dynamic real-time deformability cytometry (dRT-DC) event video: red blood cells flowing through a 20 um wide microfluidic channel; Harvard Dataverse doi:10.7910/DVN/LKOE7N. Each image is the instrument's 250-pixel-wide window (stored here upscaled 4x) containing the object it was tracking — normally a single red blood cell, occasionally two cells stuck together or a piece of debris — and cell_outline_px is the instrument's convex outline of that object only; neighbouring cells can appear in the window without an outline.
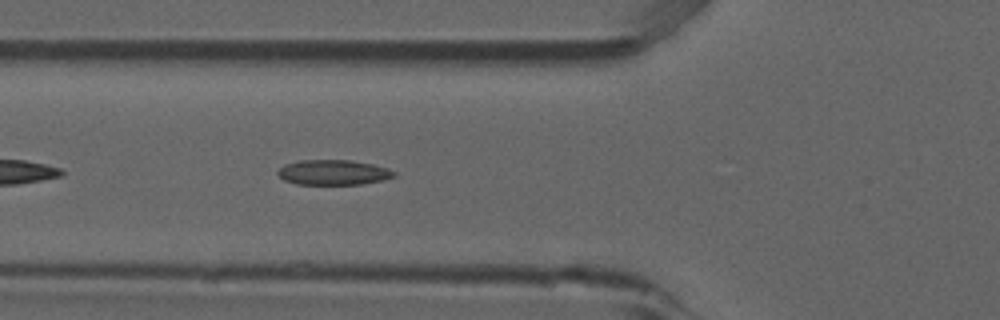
{"species": "common noctule bat (a hibernating species)", "species_latin": "Nyctalus noctula", "temperature_condition": "room temperature", "stored_images_in_passage": 38, "camera_frame_rate_fps": 3000, "um_per_image_px": 0.085, "animal": {"sex": "male", "forearm_length_mm": 52.5}, "frame": {"image": 1, "passage_image": 6, "time_ms": 1.667, "image_size_px": [1000, 320], "cell_outline_px": [[396, 176], [384, 180], [360, 184], [296, 184], [284, 180], [276, 172], [284, 164], [300, 160], [352, 160], [372, 164], [388, 168], [396, 172]], "centroid_in_image_um": [28.35, 14.65], "position_along_channel_um": 97.5, "area_um2": 17.05}, "authors_computed_cell_mechanics": {"area_um2": 16.7042, "velocity_mm_per_s": 3.8741, "shape_relaxation_time_tau1_ms": null, "shape_relaxation_time_tau2_ms": 2.3871, "deformation_change_tau1": null, "deformation_change_tau2": 0.079}}